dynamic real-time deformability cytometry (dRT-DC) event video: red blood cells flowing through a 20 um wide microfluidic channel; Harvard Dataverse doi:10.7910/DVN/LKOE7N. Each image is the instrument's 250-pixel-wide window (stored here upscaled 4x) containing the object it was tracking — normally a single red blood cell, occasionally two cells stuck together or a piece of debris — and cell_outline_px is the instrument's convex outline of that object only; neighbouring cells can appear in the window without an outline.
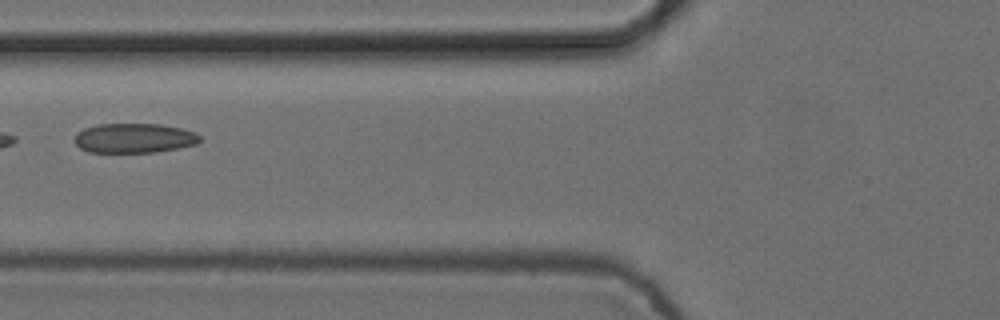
{"species": "common noctule bat (a hibernating species)", "species_latin": "Nyctalus noctula", "temperature_condition": "cold", "stored_images_in_passage": 5, "camera_frame_rate_fps": 3000, "um_per_image_px": 0.085, "animal": {"sex": "female", "body_mass_g": 24.6, "forearm_length_mm": 56.2}, "frame": {"image": 1, "passage_image": 5, "time_ms": 1.333, "image_size_px": [1000, 320], "cell_outline_px": [[200, 140], [196, 144], [180, 148], [156, 152], [88, 152], [80, 148], [72, 140], [76, 132], [84, 128], [96, 124], [160, 124], [180, 128], [196, 132], [200, 136]], "centroid_in_image_um": [11.37, 11.74], "position_along_channel_um": 114.4, "area_um2": 21.85}}